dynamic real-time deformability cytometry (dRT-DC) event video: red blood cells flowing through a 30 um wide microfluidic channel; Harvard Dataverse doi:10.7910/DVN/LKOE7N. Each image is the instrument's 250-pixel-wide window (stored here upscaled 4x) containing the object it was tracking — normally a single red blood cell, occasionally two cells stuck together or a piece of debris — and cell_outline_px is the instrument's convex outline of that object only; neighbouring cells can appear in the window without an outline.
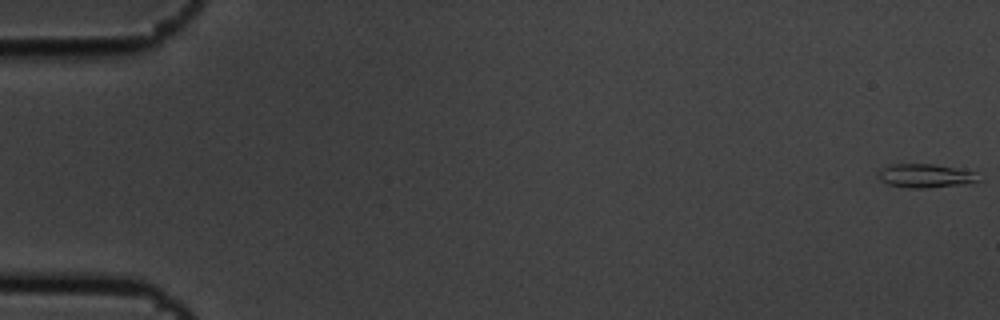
{"species": "common noctule bat (a hibernating species)", "species_latin": "Nyctalus noctula", "temperature_condition": "cold", "stored_images_in_passage": 5, "camera_frame_rate_fps": 3000, "um_per_image_px": 0.085, "animal": {"sex": "male", "body_mass_g": 19.5, "forearm_length_mm": 54.6}, "frame": {"image": 1, "passage_image": 1, "time_ms": 0.0, "image_size_px": [1000, 320], "cell_outline_px": [[984, 180], [976, 184], [924, 188], [908, 188], [888, 184], [880, 180], [876, 176], [876, 172], [880, 168], [888, 164], [932, 164], [976, 172]], "centroid_in_image_um": [78.71, 14.96], "position_along_channel_um": 6.3, "area_um2": 14.45}}
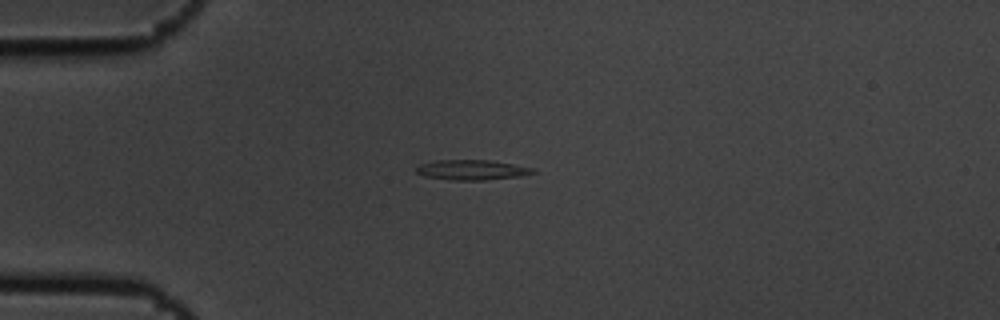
{"frame": {"image": 2, "passage_image": 5, "time_ms": 1.333, "image_size_px": [1000, 320], "cell_outline_px": [[536, 172], [520, 176], [488, 180], [452, 180], [424, 176], [416, 172], [416, 168], [420, 164], [436, 160], [492, 160], [536, 168]], "centroid_in_image_um": [40.14, 14.44], "position_along_channel_um": 44.9, "area_um2": 13.76}}